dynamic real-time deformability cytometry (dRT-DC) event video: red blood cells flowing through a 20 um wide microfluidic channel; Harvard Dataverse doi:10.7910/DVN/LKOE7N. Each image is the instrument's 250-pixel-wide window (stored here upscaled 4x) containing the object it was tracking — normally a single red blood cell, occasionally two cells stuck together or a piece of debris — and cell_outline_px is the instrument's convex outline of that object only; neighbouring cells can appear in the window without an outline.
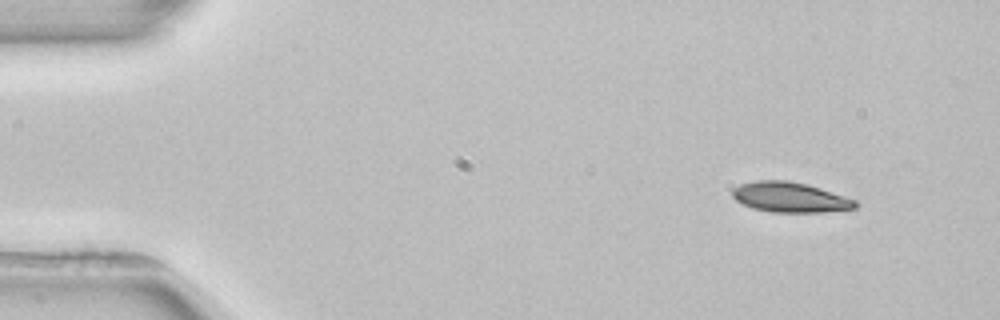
{"species": "common noctule bat (a hibernating species)", "species_latin": "Nyctalus noctula", "temperature_condition": "room temperature", "stored_images_in_passage": 3, "camera_frame_rate_fps": 3000, "um_per_image_px": 0.085, "animal": {"sex": "female", "body_mass_g": 22.7, "forearm_length_mm": 54.2}, "frame": {"image": 1, "passage_image": 1, "time_ms": 0.0, "image_size_px": [1000, 320], "cell_outline_px": [[856, 208], [820, 212], [772, 212], [752, 208], [736, 200], [732, 196], [732, 188], [740, 184], [756, 180], [788, 180], [808, 184], [856, 200]], "centroid_in_image_um": [67.11, 16.75], "position_along_channel_um": 17.9, "area_um2": 21.5}}
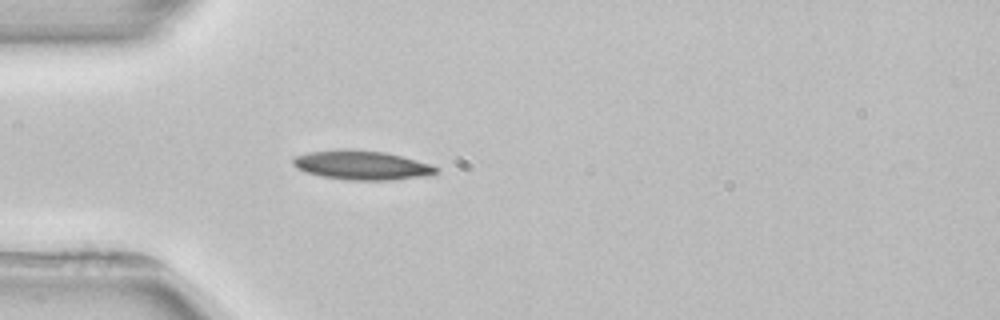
{"frame": {"image": 2, "passage_image": 3, "time_ms": 3.333, "image_size_px": [1000, 320], "cell_outline_px": [[440, 172], [432, 176], [396, 180], [348, 180], [324, 176], [304, 172], [296, 168], [292, 164], [292, 156], [308, 152], [384, 152], [432, 164], [440, 168]], "centroid_in_image_um": [30.85, 14.1], "position_along_channel_um": 54.1, "area_um2": 23.76}}